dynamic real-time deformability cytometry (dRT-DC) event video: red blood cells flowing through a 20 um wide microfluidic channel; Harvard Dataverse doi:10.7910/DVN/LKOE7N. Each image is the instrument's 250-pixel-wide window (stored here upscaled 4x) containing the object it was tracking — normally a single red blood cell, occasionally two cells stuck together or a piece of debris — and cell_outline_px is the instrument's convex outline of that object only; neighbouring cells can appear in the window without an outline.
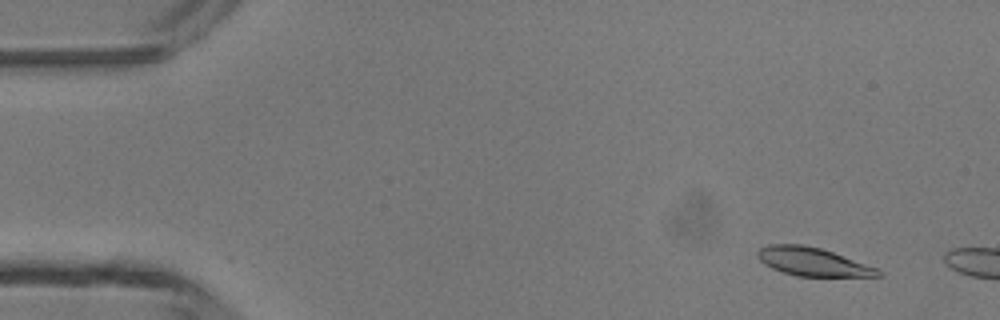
{"species": "common noctule bat (a hibernating species)", "species_latin": "Nyctalus noctula", "temperature_condition": "room temperature", "stored_images_in_passage": 7, "camera_frame_rate_fps": 3000, "um_per_image_px": 0.085, "animal": {"sex": "male", "body_mass_g": 13.3}, "frame": {"image": 1, "passage_image": 4, "time_ms": 1.0, "image_size_px": [1000, 320], "cell_outline_px": [[884, 272], [880, 276], [796, 276], [772, 268], [764, 264], [756, 256], [756, 252], [760, 248], [768, 244], [800, 244], [820, 248], [832, 252], [876, 268]], "centroid_in_image_um": [69.03, 22.24], "position_along_channel_um": 16.0, "area_um2": 19.65}}